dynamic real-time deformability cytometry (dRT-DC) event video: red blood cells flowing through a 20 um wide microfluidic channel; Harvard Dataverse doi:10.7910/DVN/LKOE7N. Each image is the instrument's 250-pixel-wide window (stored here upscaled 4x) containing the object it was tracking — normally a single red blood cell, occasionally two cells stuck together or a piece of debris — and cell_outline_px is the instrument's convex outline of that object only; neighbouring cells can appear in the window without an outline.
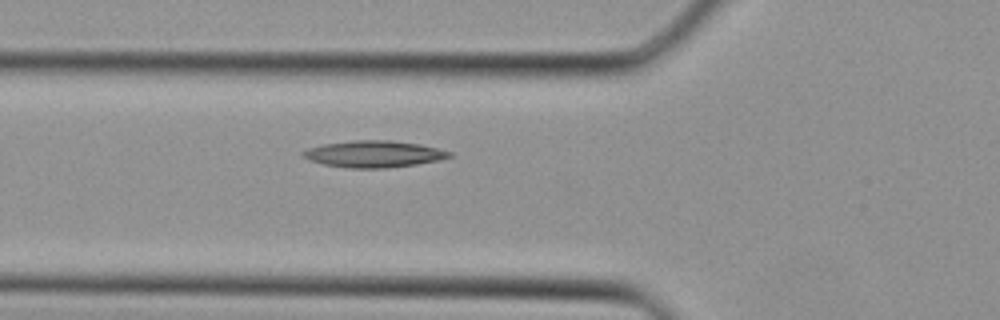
{"species": "Egyptian fruit bat (a non-hibernating species)", "species_latin": "Rousettus aegyptiacus", "temperature_condition": "cold", "stored_images_in_passage": 24, "camera_frame_rate_fps": 3000, "um_per_image_px": 0.085, "animal": {"sex": "female"}, "frame": {"image": 1, "passage_image": 2, "time_ms": 0.333, "image_size_px": [1000, 320], "cell_outline_px": [[452, 156], [436, 160], [416, 164], [388, 168], [348, 168], [324, 164], [308, 160], [300, 152], [308, 148], [324, 144], [352, 140], [388, 140], [420, 144], [452, 152]], "centroid_in_image_um": [31.74, 13.09], "position_along_channel_um": 94.1, "area_um2": 22.6}}
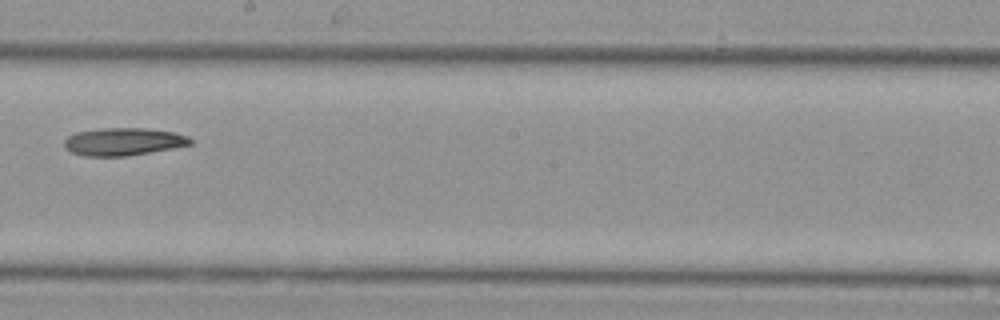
{"frame": {"image": 2, "passage_image": 10, "time_ms": 3.0, "image_size_px": [1000, 320], "cell_outline_px": [[192, 144], [172, 148], [128, 156], [84, 156], [72, 152], [64, 148], [64, 140], [68, 136], [76, 132], [100, 128], [144, 128], [172, 132], [188, 136], [192, 140]], "centroid_in_image_um": [10.45, 12.04], "position_along_channel_um": 237.7, "area_um2": 20.29}}
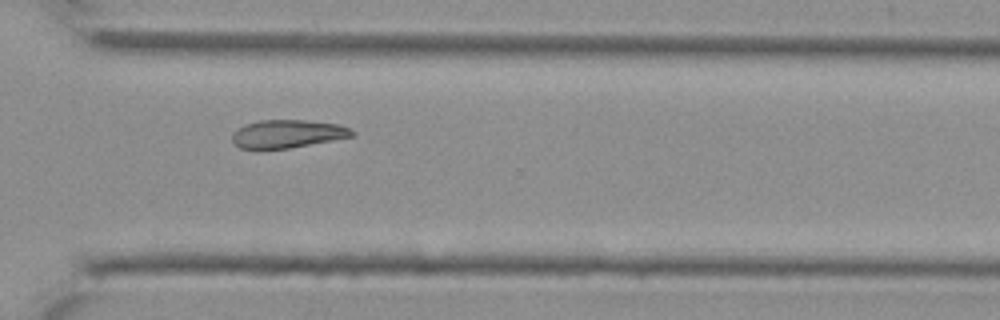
{"frame": {"image": 3, "passage_image": 16, "time_ms": 5.0, "image_size_px": [1000, 320], "cell_outline_px": [[356, 136], [288, 148], [240, 148], [232, 144], [232, 132], [236, 128], [244, 124], [260, 120], [308, 120], [340, 124], [356, 132]], "centroid_in_image_um": [24.43, 11.36], "position_along_channel_um": 346.2, "area_um2": 19.77}}